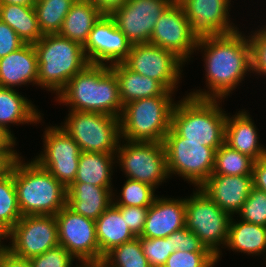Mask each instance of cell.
Masks as SVG:
<instances>
[{
  "label": "cell",
  "instance_id": "obj_1",
  "mask_svg": "<svg viewBox=\"0 0 266 267\" xmlns=\"http://www.w3.org/2000/svg\"><path fill=\"white\" fill-rule=\"evenodd\" d=\"M196 50H201L204 54L202 57L207 90L193 89L187 94L189 96L225 100L249 72L251 75V47L248 35L241 30L226 35L199 38Z\"/></svg>",
  "mask_w": 266,
  "mask_h": 267
},
{
  "label": "cell",
  "instance_id": "obj_2",
  "mask_svg": "<svg viewBox=\"0 0 266 267\" xmlns=\"http://www.w3.org/2000/svg\"><path fill=\"white\" fill-rule=\"evenodd\" d=\"M69 111L101 113L120 118L123 104L115 73L107 65L89 64L55 96Z\"/></svg>",
  "mask_w": 266,
  "mask_h": 267
},
{
  "label": "cell",
  "instance_id": "obj_3",
  "mask_svg": "<svg viewBox=\"0 0 266 267\" xmlns=\"http://www.w3.org/2000/svg\"><path fill=\"white\" fill-rule=\"evenodd\" d=\"M14 184L22 216L56 215L67 200V188L34 159L14 157Z\"/></svg>",
  "mask_w": 266,
  "mask_h": 267
},
{
  "label": "cell",
  "instance_id": "obj_4",
  "mask_svg": "<svg viewBox=\"0 0 266 267\" xmlns=\"http://www.w3.org/2000/svg\"><path fill=\"white\" fill-rule=\"evenodd\" d=\"M222 101L186 94L174 106L171 129L186 141L202 142L216 151L224 143L225 122L230 114L222 109Z\"/></svg>",
  "mask_w": 266,
  "mask_h": 267
},
{
  "label": "cell",
  "instance_id": "obj_5",
  "mask_svg": "<svg viewBox=\"0 0 266 267\" xmlns=\"http://www.w3.org/2000/svg\"><path fill=\"white\" fill-rule=\"evenodd\" d=\"M38 57V87L58 93L90 63L83 46L57 34H46L33 44Z\"/></svg>",
  "mask_w": 266,
  "mask_h": 267
},
{
  "label": "cell",
  "instance_id": "obj_6",
  "mask_svg": "<svg viewBox=\"0 0 266 267\" xmlns=\"http://www.w3.org/2000/svg\"><path fill=\"white\" fill-rule=\"evenodd\" d=\"M172 97H147L125 104L119 118L121 139L163 142L171 128L172 112L176 104Z\"/></svg>",
  "mask_w": 266,
  "mask_h": 267
},
{
  "label": "cell",
  "instance_id": "obj_7",
  "mask_svg": "<svg viewBox=\"0 0 266 267\" xmlns=\"http://www.w3.org/2000/svg\"><path fill=\"white\" fill-rule=\"evenodd\" d=\"M185 198V227L195 233L204 246L221 260V248L228 238L232 216L223 211L200 188ZM221 247V248H220Z\"/></svg>",
  "mask_w": 266,
  "mask_h": 267
},
{
  "label": "cell",
  "instance_id": "obj_8",
  "mask_svg": "<svg viewBox=\"0 0 266 267\" xmlns=\"http://www.w3.org/2000/svg\"><path fill=\"white\" fill-rule=\"evenodd\" d=\"M168 174L178 175L195 188L200 187L212 174L215 150L202 142L186 141L171 128L163 140Z\"/></svg>",
  "mask_w": 266,
  "mask_h": 267
},
{
  "label": "cell",
  "instance_id": "obj_9",
  "mask_svg": "<svg viewBox=\"0 0 266 267\" xmlns=\"http://www.w3.org/2000/svg\"><path fill=\"white\" fill-rule=\"evenodd\" d=\"M61 127L82 152L116 153L121 141L120 119L84 111H68Z\"/></svg>",
  "mask_w": 266,
  "mask_h": 267
},
{
  "label": "cell",
  "instance_id": "obj_10",
  "mask_svg": "<svg viewBox=\"0 0 266 267\" xmlns=\"http://www.w3.org/2000/svg\"><path fill=\"white\" fill-rule=\"evenodd\" d=\"M115 155L116 163L128 179L149 184L157 189L170 178L163 142L121 139Z\"/></svg>",
  "mask_w": 266,
  "mask_h": 267
},
{
  "label": "cell",
  "instance_id": "obj_11",
  "mask_svg": "<svg viewBox=\"0 0 266 267\" xmlns=\"http://www.w3.org/2000/svg\"><path fill=\"white\" fill-rule=\"evenodd\" d=\"M10 240L4 247L13 255L30 259L59 246L55 215L22 216L4 236Z\"/></svg>",
  "mask_w": 266,
  "mask_h": 267
},
{
  "label": "cell",
  "instance_id": "obj_12",
  "mask_svg": "<svg viewBox=\"0 0 266 267\" xmlns=\"http://www.w3.org/2000/svg\"><path fill=\"white\" fill-rule=\"evenodd\" d=\"M59 245L63 246L83 267L100 265L95 220L86 218L64 206L55 215Z\"/></svg>",
  "mask_w": 266,
  "mask_h": 267
},
{
  "label": "cell",
  "instance_id": "obj_13",
  "mask_svg": "<svg viewBox=\"0 0 266 267\" xmlns=\"http://www.w3.org/2000/svg\"><path fill=\"white\" fill-rule=\"evenodd\" d=\"M123 63L130 70L157 80L168 91H177L185 66L173 52L150 43L133 44Z\"/></svg>",
  "mask_w": 266,
  "mask_h": 267
},
{
  "label": "cell",
  "instance_id": "obj_14",
  "mask_svg": "<svg viewBox=\"0 0 266 267\" xmlns=\"http://www.w3.org/2000/svg\"><path fill=\"white\" fill-rule=\"evenodd\" d=\"M43 134V151L33 159L68 188L76 177L82 151L59 125L47 126Z\"/></svg>",
  "mask_w": 266,
  "mask_h": 267
},
{
  "label": "cell",
  "instance_id": "obj_15",
  "mask_svg": "<svg viewBox=\"0 0 266 267\" xmlns=\"http://www.w3.org/2000/svg\"><path fill=\"white\" fill-rule=\"evenodd\" d=\"M197 41L181 4L174 1L157 20L149 43L173 52L186 64L196 53Z\"/></svg>",
  "mask_w": 266,
  "mask_h": 267
},
{
  "label": "cell",
  "instance_id": "obj_16",
  "mask_svg": "<svg viewBox=\"0 0 266 267\" xmlns=\"http://www.w3.org/2000/svg\"><path fill=\"white\" fill-rule=\"evenodd\" d=\"M173 0H128L110 16L133 44L149 43L157 20Z\"/></svg>",
  "mask_w": 266,
  "mask_h": 267
},
{
  "label": "cell",
  "instance_id": "obj_17",
  "mask_svg": "<svg viewBox=\"0 0 266 267\" xmlns=\"http://www.w3.org/2000/svg\"><path fill=\"white\" fill-rule=\"evenodd\" d=\"M131 46L113 18L110 15H102L89 33L83 48L90 64L111 66L123 63Z\"/></svg>",
  "mask_w": 266,
  "mask_h": 267
},
{
  "label": "cell",
  "instance_id": "obj_18",
  "mask_svg": "<svg viewBox=\"0 0 266 267\" xmlns=\"http://www.w3.org/2000/svg\"><path fill=\"white\" fill-rule=\"evenodd\" d=\"M178 2L190 23L191 32L198 39L231 34L240 30L229 17L231 0H179Z\"/></svg>",
  "mask_w": 266,
  "mask_h": 267
},
{
  "label": "cell",
  "instance_id": "obj_19",
  "mask_svg": "<svg viewBox=\"0 0 266 267\" xmlns=\"http://www.w3.org/2000/svg\"><path fill=\"white\" fill-rule=\"evenodd\" d=\"M253 187V175L211 174L200 186L223 211L235 217Z\"/></svg>",
  "mask_w": 266,
  "mask_h": 267
},
{
  "label": "cell",
  "instance_id": "obj_20",
  "mask_svg": "<svg viewBox=\"0 0 266 267\" xmlns=\"http://www.w3.org/2000/svg\"><path fill=\"white\" fill-rule=\"evenodd\" d=\"M185 198L157 196L148 207L144 230L139 237L165 238L185 227Z\"/></svg>",
  "mask_w": 266,
  "mask_h": 267
},
{
  "label": "cell",
  "instance_id": "obj_21",
  "mask_svg": "<svg viewBox=\"0 0 266 267\" xmlns=\"http://www.w3.org/2000/svg\"><path fill=\"white\" fill-rule=\"evenodd\" d=\"M38 57L33 44H25L0 59V87L38 86Z\"/></svg>",
  "mask_w": 266,
  "mask_h": 267
},
{
  "label": "cell",
  "instance_id": "obj_22",
  "mask_svg": "<svg viewBox=\"0 0 266 267\" xmlns=\"http://www.w3.org/2000/svg\"><path fill=\"white\" fill-rule=\"evenodd\" d=\"M241 110L232 117L227 115L224 143L257 161L266 156V146L259 143V129L249 112Z\"/></svg>",
  "mask_w": 266,
  "mask_h": 267
},
{
  "label": "cell",
  "instance_id": "obj_23",
  "mask_svg": "<svg viewBox=\"0 0 266 267\" xmlns=\"http://www.w3.org/2000/svg\"><path fill=\"white\" fill-rule=\"evenodd\" d=\"M17 91L13 88L0 87V129L15 144L17 140L13 131L9 129L11 125L39 124L43 119L37 106Z\"/></svg>",
  "mask_w": 266,
  "mask_h": 267
},
{
  "label": "cell",
  "instance_id": "obj_24",
  "mask_svg": "<svg viewBox=\"0 0 266 267\" xmlns=\"http://www.w3.org/2000/svg\"><path fill=\"white\" fill-rule=\"evenodd\" d=\"M113 188L91 183H72L67 188L66 206L86 218L97 220L113 203Z\"/></svg>",
  "mask_w": 266,
  "mask_h": 267
},
{
  "label": "cell",
  "instance_id": "obj_25",
  "mask_svg": "<svg viewBox=\"0 0 266 267\" xmlns=\"http://www.w3.org/2000/svg\"><path fill=\"white\" fill-rule=\"evenodd\" d=\"M119 84V96L123 104L155 96H174L175 91L166 90L157 80L130 70L124 63L110 66Z\"/></svg>",
  "mask_w": 266,
  "mask_h": 267
},
{
  "label": "cell",
  "instance_id": "obj_26",
  "mask_svg": "<svg viewBox=\"0 0 266 267\" xmlns=\"http://www.w3.org/2000/svg\"><path fill=\"white\" fill-rule=\"evenodd\" d=\"M95 230L100 250V264L103 257L113 248L136 238L125 217H122L121 212L113 204L95 221Z\"/></svg>",
  "mask_w": 266,
  "mask_h": 267
},
{
  "label": "cell",
  "instance_id": "obj_27",
  "mask_svg": "<svg viewBox=\"0 0 266 267\" xmlns=\"http://www.w3.org/2000/svg\"><path fill=\"white\" fill-rule=\"evenodd\" d=\"M224 248L252 256L266 255V227L231 218ZM265 253V255H264ZM266 259V256L263 257Z\"/></svg>",
  "mask_w": 266,
  "mask_h": 267
},
{
  "label": "cell",
  "instance_id": "obj_28",
  "mask_svg": "<svg viewBox=\"0 0 266 267\" xmlns=\"http://www.w3.org/2000/svg\"><path fill=\"white\" fill-rule=\"evenodd\" d=\"M116 153L81 152L77 174L73 183H91L113 188L112 176L116 165Z\"/></svg>",
  "mask_w": 266,
  "mask_h": 267
},
{
  "label": "cell",
  "instance_id": "obj_29",
  "mask_svg": "<svg viewBox=\"0 0 266 267\" xmlns=\"http://www.w3.org/2000/svg\"><path fill=\"white\" fill-rule=\"evenodd\" d=\"M102 15L89 0H76L64 18L59 34L83 46Z\"/></svg>",
  "mask_w": 266,
  "mask_h": 267
},
{
  "label": "cell",
  "instance_id": "obj_30",
  "mask_svg": "<svg viewBox=\"0 0 266 267\" xmlns=\"http://www.w3.org/2000/svg\"><path fill=\"white\" fill-rule=\"evenodd\" d=\"M0 20L12 28L25 44L37 43L44 36L34 6L0 3Z\"/></svg>",
  "mask_w": 266,
  "mask_h": 267
},
{
  "label": "cell",
  "instance_id": "obj_31",
  "mask_svg": "<svg viewBox=\"0 0 266 267\" xmlns=\"http://www.w3.org/2000/svg\"><path fill=\"white\" fill-rule=\"evenodd\" d=\"M22 217L14 184V159L0 177V232L5 236Z\"/></svg>",
  "mask_w": 266,
  "mask_h": 267
},
{
  "label": "cell",
  "instance_id": "obj_32",
  "mask_svg": "<svg viewBox=\"0 0 266 267\" xmlns=\"http://www.w3.org/2000/svg\"><path fill=\"white\" fill-rule=\"evenodd\" d=\"M76 0H36L34 9L43 35L60 32L64 18Z\"/></svg>",
  "mask_w": 266,
  "mask_h": 267
},
{
  "label": "cell",
  "instance_id": "obj_33",
  "mask_svg": "<svg viewBox=\"0 0 266 267\" xmlns=\"http://www.w3.org/2000/svg\"><path fill=\"white\" fill-rule=\"evenodd\" d=\"M254 160L223 143L215 151L212 174L252 175Z\"/></svg>",
  "mask_w": 266,
  "mask_h": 267
},
{
  "label": "cell",
  "instance_id": "obj_34",
  "mask_svg": "<svg viewBox=\"0 0 266 267\" xmlns=\"http://www.w3.org/2000/svg\"><path fill=\"white\" fill-rule=\"evenodd\" d=\"M100 267H150L146 259L140 238L136 237L109 251L99 265Z\"/></svg>",
  "mask_w": 266,
  "mask_h": 267
},
{
  "label": "cell",
  "instance_id": "obj_35",
  "mask_svg": "<svg viewBox=\"0 0 266 267\" xmlns=\"http://www.w3.org/2000/svg\"><path fill=\"white\" fill-rule=\"evenodd\" d=\"M149 184L126 178L118 195L113 192L114 206L149 207L158 196ZM116 196V197H115Z\"/></svg>",
  "mask_w": 266,
  "mask_h": 267
},
{
  "label": "cell",
  "instance_id": "obj_36",
  "mask_svg": "<svg viewBox=\"0 0 266 267\" xmlns=\"http://www.w3.org/2000/svg\"><path fill=\"white\" fill-rule=\"evenodd\" d=\"M237 214L242 221L266 227V193L253 186Z\"/></svg>",
  "mask_w": 266,
  "mask_h": 267
},
{
  "label": "cell",
  "instance_id": "obj_37",
  "mask_svg": "<svg viewBox=\"0 0 266 267\" xmlns=\"http://www.w3.org/2000/svg\"><path fill=\"white\" fill-rule=\"evenodd\" d=\"M142 251L148 260L150 267H163L167 258L174 252L171 239L139 237Z\"/></svg>",
  "mask_w": 266,
  "mask_h": 267
},
{
  "label": "cell",
  "instance_id": "obj_38",
  "mask_svg": "<svg viewBox=\"0 0 266 267\" xmlns=\"http://www.w3.org/2000/svg\"><path fill=\"white\" fill-rule=\"evenodd\" d=\"M217 256L212 252L175 251L166 260L163 267H214Z\"/></svg>",
  "mask_w": 266,
  "mask_h": 267
},
{
  "label": "cell",
  "instance_id": "obj_39",
  "mask_svg": "<svg viewBox=\"0 0 266 267\" xmlns=\"http://www.w3.org/2000/svg\"><path fill=\"white\" fill-rule=\"evenodd\" d=\"M248 33L251 47V73L266 77V25Z\"/></svg>",
  "mask_w": 266,
  "mask_h": 267
},
{
  "label": "cell",
  "instance_id": "obj_40",
  "mask_svg": "<svg viewBox=\"0 0 266 267\" xmlns=\"http://www.w3.org/2000/svg\"><path fill=\"white\" fill-rule=\"evenodd\" d=\"M33 267H72L75 258L63 247L57 246L47 250L41 255L30 258ZM73 267H83L77 264Z\"/></svg>",
  "mask_w": 266,
  "mask_h": 267
},
{
  "label": "cell",
  "instance_id": "obj_41",
  "mask_svg": "<svg viewBox=\"0 0 266 267\" xmlns=\"http://www.w3.org/2000/svg\"><path fill=\"white\" fill-rule=\"evenodd\" d=\"M171 239L172 250L187 251V252H211L200 241L199 237L184 227L181 230L175 231L168 236Z\"/></svg>",
  "mask_w": 266,
  "mask_h": 267
},
{
  "label": "cell",
  "instance_id": "obj_42",
  "mask_svg": "<svg viewBox=\"0 0 266 267\" xmlns=\"http://www.w3.org/2000/svg\"><path fill=\"white\" fill-rule=\"evenodd\" d=\"M125 217V221L130 228L131 232L136 236H141L146 216L148 212V207H135V206H115Z\"/></svg>",
  "mask_w": 266,
  "mask_h": 267
},
{
  "label": "cell",
  "instance_id": "obj_43",
  "mask_svg": "<svg viewBox=\"0 0 266 267\" xmlns=\"http://www.w3.org/2000/svg\"><path fill=\"white\" fill-rule=\"evenodd\" d=\"M24 45V41L17 33L0 20V59L17 51Z\"/></svg>",
  "mask_w": 266,
  "mask_h": 267
},
{
  "label": "cell",
  "instance_id": "obj_44",
  "mask_svg": "<svg viewBox=\"0 0 266 267\" xmlns=\"http://www.w3.org/2000/svg\"><path fill=\"white\" fill-rule=\"evenodd\" d=\"M0 267H33V265L30 259L17 257L3 247L0 250Z\"/></svg>",
  "mask_w": 266,
  "mask_h": 267
},
{
  "label": "cell",
  "instance_id": "obj_45",
  "mask_svg": "<svg viewBox=\"0 0 266 267\" xmlns=\"http://www.w3.org/2000/svg\"><path fill=\"white\" fill-rule=\"evenodd\" d=\"M252 175L253 186L266 193V156L254 161Z\"/></svg>",
  "mask_w": 266,
  "mask_h": 267
},
{
  "label": "cell",
  "instance_id": "obj_46",
  "mask_svg": "<svg viewBox=\"0 0 266 267\" xmlns=\"http://www.w3.org/2000/svg\"><path fill=\"white\" fill-rule=\"evenodd\" d=\"M16 145H0V177L9 170L10 164L18 152Z\"/></svg>",
  "mask_w": 266,
  "mask_h": 267
},
{
  "label": "cell",
  "instance_id": "obj_47",
  "mask_svg": "<svg viewBox=\"0 0 266 267\" xmlns=\"http://www.w3.org/2000/svg\"><path fill=\"white\" fill-rule=\"evenodd\" d=\"M103 15H111L128 0H89Z\"/></svg>",
  "mask_w": 266,
  "mask_h": 267
},
{
  "label": "cell",
  "instance_id": "obj_48",
  "mask_svg": "<svg viewBox=\"0 0 266 267\" xmlns=\"http://www.w3.org/2000/svg\"><path fill=\"white\" fill-rule=\"evenodd\" d=\"M36 0H0V3H10L24 6H34Z\"/></svg>",
  "mask_w": 266,
  "mask_h": 267
},
{
  "label": "cell",
  "instance_id": "obj_49",
  "mask_svg": "<svg viewBox=\"0 0 266 267\" xmlns=\"http://www.w3.org/2000/svg\"><path fill=\"white\" fill-rule=\"evenodd\" d=\"M0 145H17L0 129Z\"/></svg>",
  "mask_w": 266,
  "mask_h": 267
},
{
  "label": "cell",
  "instance_id": "obj_50",
  "mask_svg": "<svg viewBox=\"0 0 266 267\" xmlns=\"http://www.w3.org/2000/svg\"><path fill=\"white\" fill-rule=\"evenodd\" d=\"M1 240L4 241V236H3V234L0 232V250L4 247L3 241H1Z\"/></svg>",
  "mask_w": 266,
  "mask_h": 267
}]
</instances>
